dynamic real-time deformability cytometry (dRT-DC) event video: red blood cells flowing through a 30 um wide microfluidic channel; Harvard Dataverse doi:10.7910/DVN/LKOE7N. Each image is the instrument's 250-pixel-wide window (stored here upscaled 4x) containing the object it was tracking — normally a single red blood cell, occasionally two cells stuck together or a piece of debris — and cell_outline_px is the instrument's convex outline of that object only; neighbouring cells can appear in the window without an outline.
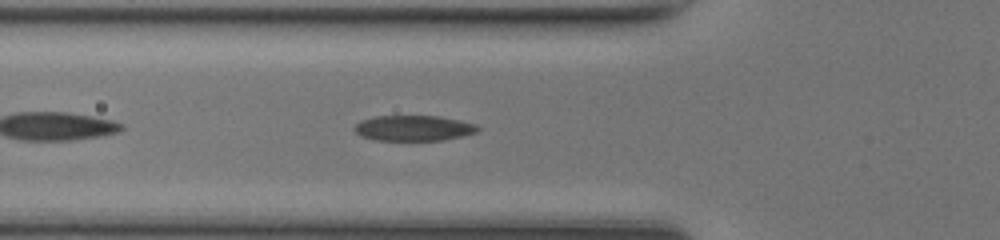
{"species": "common noctule bat (a hibernating species)", "species_latin": "Nyctalus noctula", "temperature_condition": "room temperature", "stored_images_in_passage": 31, "camera_frame_rate_fps": 3000, "um_per_image_px": 0.085, "animal": {"sex": "female", "body_mass_g": 17.0, "forearm_length_mm": 48.0}, "frame": {"image": 1, "passage_image": 5, "time_ms": 1.333, "image_size_px": [1000, 240], "cell_outline_px": [[480, 128], [476, 132], [464, 136], [444, 140], [372, 140], [360, 136], [352, 128], [360, 120], [372, 116], [440, 116], [460, 120], [476, 124]], "centroid_in_image_um": [35.13, 10.89], "position_along_channel_um": 90.7, "area_um2": 18.55}}
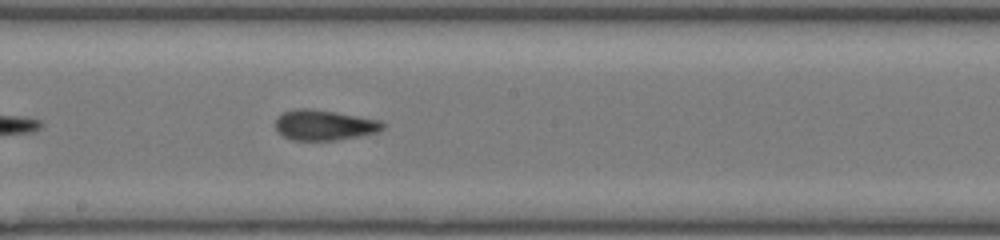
{"frame": {"image": 2, "passage_image": 14, "time_ms": 4.333, "image_size_px": [1000, 240], "cell_outline_px": [[384, 128], [376, 132], [360, 136], [336, 140], [292, 140], [276, 132], [276, 116], [284, 112], [296, 108], [308, 108], [336, 112], [380, 120], [384, 124]], "centroid_in_image_um": [27.53, 10.63], "position_along_channel_um": 220.7, "area_um2": 19.02}}
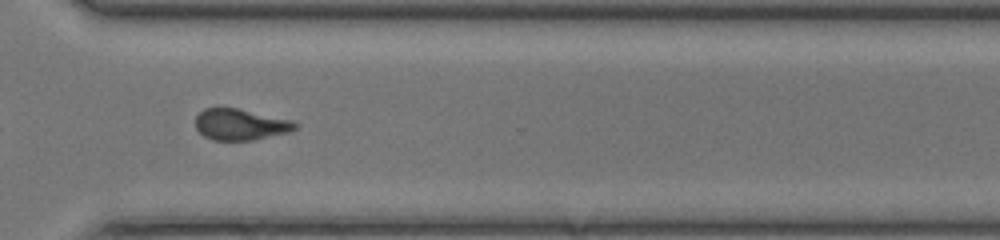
{"frame": {"image": 3, "passage_image": 23, "time_ms": 7.333, "image_size_px": [1000, 240], "cell_outline_px": [[300, 124], [296, 128], [288, 132], [252, 140], [212, 140], [204, 136], [196, 128], [196, 116], [204, 108], [236, 108], [296, 120]], "centroid_in_image_um": [20.48, 10.57], "position_along_channel_um": 350.1, "area_um2": 18.21}, "authors_computed_cell_mechanics": {"area_um2": 18.6694, "velocity_mm_per_s": 4.3198, "shape_relaxation_time_tau1_ms": 3.5316, "shape_relaxation_time_tau2_ms": 2.2545, "deformation_change_tau1": 0.1357, "deformation_change_tau2": 0.1103}}